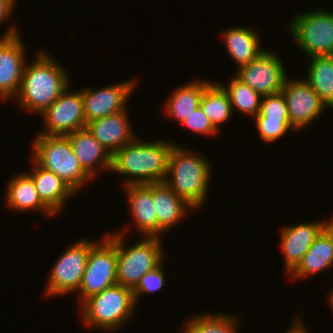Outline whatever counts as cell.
Masks as SVG:
<instances>
[{
	"label": "cell",
	"instance_id": "obj_1",
	"mask_svg": "<svg viewBox=\"0 0 333 333\" xmlns=\"http://www.w3.org/2000/svg\"><path fill=\"white\" fill-rule=\"evenodd\" d=\"M51 56L39 48L34 61L26 62L17 99H14L22 111L39 115L70 86L69 72Z\"/></svg>",
	"mask_w": 333,
	"mask_h": 333
},
{
	"label": "cell",
	"instance_id": "obj_2",
	"mask_svg": "<svg viewBox=\"0 0 333 333\" xmlns=\"http://www.w3.org/2000/svg\"><path fill=\"white\" fill-rule=\"evenodd\" d=\"M141 141L135 138L112 156L111 171L126 177L122 186L164 182L172 141Z\"/></svg>",
	"mask_w": 333,
	"mask_h": 333
},
{
	"label": "cell",
	"instance_id": "obj_3",
	"mask_svg": "<svg viewBox=\"0 0 333 333\" xmlns=\"http://www.w3.org/2000/svg\"><path fill=\"white\" fill-rule=\"evenodd\" d=\"M175 143L164 182L197 211L207 200L212 163L206 156H199L196 150H187Z\"/></svg>",
	"mask_w": 333,
	"mask_h": 333
},
{
	"label": "cell",
	"instance_id": "obj_4",
	"mask_svg": "<svg viewBox=\"0 0 333 333\" xmlns=\"http://www.w3.org/2000/svg\"><path fill=\"white\" fill-rule=\"evenodd\" d=\"M124 228L117 232L112 231V234L106 232L105 235L117 247V284L133 290L147 272L165 260V249L162 246V238L159 237L142 236L137 243L126 246L124 238L131 228Z\"/></svg>",
	"mask_w": 333,
	"mask_h": 333
},
{
	"label": "cell",
	"instance_id": "obj_5",
	"mask_svg": "<svg viewBox=\"0 0 333 333\" xmlns=\"http://www.w3.org/2000/svg\"><path fill=\"white\" fill-rule=\"evenodd\" d=\"M32 147L31 158L40 167L60 177L76 194L93 180L82 168L67 136L36 133Z\"/></svg>",
	"mask_w": 333,
	"mask_h": 333
},
{
	"label": "cell",
	"instance_id": "obj_6",
	"mask_svg": "<svg viewBox=\"0 0 333 333\" xmlns=\"http://www.w3.org/2000/svg\"><path fill=\"white\" fill-rule=\"evenodd\" d=\"M79 307L82 323L103 332L120 329L136 310L132 289L119 284L87 298Z\"/></svg>",
	"mask_w": 333,
	"mask_h": 333
},
{
	"label": "cell",
	"instance_id": "obj_7",
	"mask_svg": "<svg viewBox=\"0 0 333 333\" xmlns=\"http://www.w3.org/2000/svg\"><path fill=\"white\" fill-rule=\"evenodd\" d=\"M307 10L288 24L294 42L307 57L333 55V11Z\"/></svg>",
	"mask_w": 333,
	"mask_h": 333
},
{
	"label": "cell",
	"instance_id": "obj_8",
	"mask_svg": "<svg viewBox=\"0 0 333 333\" xmlns=\"http://www.w3.org/2000/svg\"><path fill=\"white\" fill-rule=\"evenodd\" d=\"M97 242L81 238L67 248L48 273L45 295L63 296L78 292L85 272L90 248Z\"/></svg>",
	"mask_w": 333,
	"mask_h": 333
},
{
	"label": "cell",
	"instance_id": "obj_9",
	"mask_svg": "<svg viewBox=\"0 0 333 333\" xmlns=\"http://www.w3.org/2000/svg\"><path fill=\"white\" fill-rule=\"evenodd\" d=\"M101 239L90 248L78 289L79 306L87 298L117 284V247L106 235Z\"/></svg>",
	"mask_w": 333,
	"mask_h": 333
},
{
	"label": "cell",
	"instance_id": "obj_10",
	"mask_svg": "<svg viewBox=\"0 0 333 333\" xmlns=\"http://www.w3.org/2000/svg\"><path fill=\"white\" fill-rule=\"evenodd\" d=\"M14 25L0 38V99L6 102L17 95L26 64V46Z\"/></svg>",
	"mask_w": 333,
	"mask_h": 333
},
{
	"label": "cell",
	"instance_id": "obj_11",
	"mask_svg": "<svg viewBox=\"0 0 333 333\" xmlns=\"http://www.w3.org/2000/svg\"><path fill=\"white\" fill-rule=\"evenodd\" d=\"M68 88L42 113L43 135L66 136L74 131L86 128L81 90L71 91Z\"/></svg>",
	"mask_w": 333,
	"mask_h": 333
},
{
	"label": "cell",
	"instance_id": "obj_12",
	"mask_svg": "<svg viewBox=\"0 0 333 333\" xmlns=\"http://www.w3.org/2000/svg\"><path fill=\"white\" fill-rule=\"evenodd\" d=\"M280 58L265 49L255 60L236 69L234 75L262 96L280 93L288 77Z\"/></svg>",
	"mask_w": 333,
	"mask_h": 333
},
{
	"label": "cell",
	"instance_id": "obj_13",
	"mask_svg": "<svg viewBox=\"0 0 333 333\" xmlns=\"http://www.w3.org/2000/svg\"><path fill=\"white\" fill-rule=\"evenodd\" d=\"M287 103L291 125L299 132L319 120L327 104L303 78H286L281 90Z\"/></svg>",
	"mask_w": 333,
	"mask_h": 333
},
{
	"label": "cell",
	"instance_id": "obj_14",
	"mask_svg": "<svg viewBox=\"0 0 333 333\" xmlns=\"http://www.w3.org/2000/svg\"><path fill=\"white\" fill-rule=\"evenodd\" d=\"M137 82H139L138 78H132L121 83L109 84L98 90L92 87L81 88L86 124L125 110L130 95H133L139 84Z\"/></svg>",
	"mask_w": 333,
	"mask_h": 333
},
{
	"label": "cell",
	"instance_id": "obj_15",
	"mask_svg": "<svg viewBox=\"0 0 333 333\" xmlns=\"http://www.w3.org/2000/svg\"><path fill=\"white\" fill-rule=\"evenodd\" d=\"M327 225V220L285 225L280 231V248L284 269L289 274L297 267L317 235Z\"/></svg>",
	"mask_w": 333,
	"mask_h": 333
},
{
	"label": "cell",
	"instance_id": "obj_16",
	"mask_svg": "<svg viewBox=\"0 0 333 333\" xmlns=\"http://www.w3.org/2000/svg\"><path fill=\"white\" fill-rule=\"evenodd\" d=\"M128 107L118 113L107 115L87 123L86 128L113 156L124 145L136 138L128 117Z\"/></svg>",
	"mask_w": 333,
	"mask_h": 333
},
{
	"label": "cell",
	"instance_id": "obj_17",
	"mask_svg": "<svg viewBox=\"0 0 333 333\" xmlns=\"http://www.w3.org/2000/svg\"><path fill=\"white\" fill-rule=\"evenodd\" d=\"M133 225L141 237H157L153 184L123 186Z\"/></svg>",
	"mask_w": 333,
	"mask_h": 333
},
{
	"label": "cell",
	"instance_id": "obj_18",
	"mask_svg": "<svg viewBox=\"0 0 333 333\" xmlns=\"http://www.w3.org/2000/svg\"><path fill=\"white\" fill-rule=\"evenodd\" d=\"M66 136L69 138L73 152L82 168L94 180L101 170L111 172L112 156L87 128L74 131Z\"/></svg>",
	"mask_w": 333,
	"mask_h": 333
},
{
	"label": "cell",
	"instance_id": "obj_19",
	"mask_svg": "<svg viewBox=\"0 0 333 333\" xmlns=\"http://www.w3.org/2000/svg\"><path fill=\"white\" fill-rule=\"evenodd\" d=\"M153 201L157 214V237L185 219L195 210L185 199L178 196L165 182L153 183ZM190 209V210H189ZM189 210V211H188Z\"/></svg>",
	"mask_w": 333,
	"mask_h": 333
},
{
	"label": "cell",
	"instance_id": "obj_20",
	"mask_svg": "<svg viewBox=\"0 0 333 333\" xmlns=\"http://www.w3.org/2000/svg\"><path fill=\"white\" fill-rule=\"evenodd\" d=\"M332 268L333 231L326 225L317 235L297 267L287 276H289L291 280H300Z\"/></svg>",
	"mask_w": 333,
	"mask_h": 333
},
{
	"label": "cell",
	"instance_id": "obj_21",
	"mask_svg": "<svg viewBox=\"0 0 333 333\" xmlns=\"http://www.w3.org/2000/svg\"><path fill=\"white\" fill-rule=\"evenodd\" d=\"M30 172L41 201L57 216L65 210V205L75 192L53 172L40 167L32 160Z\"/></svg>",
	"mask_w": 333,
	"mask_h": 333
},
{
	"label": "cell",
	"instance_id": "obj_22",
	"mask_svg": "<svg viewBox=\"0 0 333 333\" xmlns=\"http://www.w3.org/2000/svg\"><path fill=\"white\" fill-rule=\"evenodd\" d=\"M6 185L5 203L7 208L12 211L35 212L40 211L46 217H55L56 215L41 201L32 178L25 173H18L12 176Z\"/></svg>",
	"mask_w": 333,
	"mask_h": 333
},
{
	"label": "cell",
	"instance_id": "obj_23",
	"mask_svg": "<svg viewBox=\"0 0 333 333\" xmlns=\"http://www.w3.org/2000/svg\"><path fill=\"white\" fill-rule=\"evenodd\" d=\"M211 83L210 80L199 78L176 86L164 104V114L181 124L193 110L200 106L203 92Z\"/></svg>",
	"mask_w": 333,
	"mask_h": 333
},
{
	"label": "cell",
	"instance_id": "obj_24",
	"mask_svg": "<svg viewBox=\"0 0 333 333\" xmlns=\"http://www.w3.org/2000/svg\"><path fill=\"white\" fill-rule=\"evenodd\" d=\"M257 33L247 26H232L223 32L225 49L235 61L236 69L249 64L265 50L261 48V36Z\"/></svg>",
	"mask_w": 333,
	"mask_h": 333
},
{
	"label": "cell",
	"instance_id": "obj_25",
	"mask_svg": "<svg viewBox=\"0 0 333 333\" xmlns=\"http://www.w3.org/2000/svg\"><path fill=\"white\" fill-rule=\"evenodd\" d=\"M304 77L307 83L329 107L333 103V55L309 58Z\"/></svg>",
	"mask_w": 333,
	"mask_h": 333
},
{
	"label": "cell",
	"instance_id": "obj_26",
	"mask_svg": "<svg viewBox=\"0 0 333 333\" xmlns=\"http://www.w3.org/2000/svg\"><path fill=\"white\" fill-rule=\"evenodd\" d=\"M200 107L208 116L213 127L220 134V127L233 117L230 99L224 89L217 83H212L204 90Z\"/></svg>",
	"mask_w": 333,
	"mask_h": 333
},
{
	"label": "cell",
	"instance_id": "obj_27",
	"mask_svg": "<svg viewBox=\"0 0 333 333\" xmlns=\"http://www.w3.org/2000/svg\"><path fill=\"white\" fill-rule=\"evenodd\" d=\"M237 318L232 314L199 312L191 318L188 317L182 333H238L240 320Z\"/></svg>",
	"mask_w": 333,
	"mask_h": 333
},
{
	"label": "cell",
	"instance_id": "obj_28",
	"mask_svg": "<svg viewBox=\"0 0 333 333\" xmlns=\"http://www.w3.org/2000/svg\"><path fill=\"white\" fill-rule=\"evenodd\" d=\"M230 78L229 84L217 82L227 93L232 110L237 109L245 116L255 118L260 111L262 95L251 89L235 75Z\"/></svg>",
	"mask_w": 333,
	"mask_h": 333
},
{
	"label": "cell",
	"instance_id": "obj_29",
	"mask_svg": "<svg viewBox=\"0 0 333 333\" xmlns=\"http://www.w3.org/2000/svg\"><path fill=\"white\" fill-rule=\"evenodd\" d=\"M254 119L290 121L286 99L282 92L263 96L259 114Z\"/></svg>",
	"mask_w": 333,
	"mask_h": 333
},
{
	"label": "cell",
	"instance_id": "obj_30",
	"mask_svg": "<svg viewBox=\"0 0 333 333\" xmlns=\"http://www.w3.org/2000/svg\"><path fill=\"white\" fill-rule=\"evenodd\" d=\"M163 262L157 266L155 269L147 272L132 290L135 304L138 305L140 297L147 293H155L158 290H161L165 285L166 273L163 270ZM143 294V295H142Z\"/></svg>",
	"mask_w": 333,
	"mask_h": 333
},
{
	"label": "cell",
	"instance_id": "obj_31",
	"mask_svg": "<svg viewBox=\"0 0 333 333\" xmlns=\"http://www.w3.org/2000/svg\"><path fill=\"white\" fill-rule=\"evenodd\" d=\"M255 128L259 133V137L265 143H273L281 139L287 132H298L290 123V121H267V119H254ZM292 130V131H291Z\"/></svg>",
	"mask_w": 333,
	"mask_h": 333
},
{
	"label": "cell",
	"instance_id": "obj_32",
	"mask_svg": "<svg viewBox=\"0 0 333 333\" xmlns=\"http://www.w3.org/2000/svg\"><path fill=\"white\" fill-rule=\"evenodd\" d=\"M181 125L182 127L190 129L192 132L205 135V137H213L218 134V131L213 127L208 116L203 112L200 106L193 110Z\"/></svg>",
	"mask_w": 333,
	"mask_h": 333
},
{
	"label": "cell",
	"instance_id": "obj_33",
	"mask_svg": "<svg viewBox=\"0 0 333 333\" xmlns=\"http://www.w3.org/2000/svg\"><path fill=\"white\" fill-rule=\"evenodd\" d=\"M17 2L15 0H0V24L5 22L6 19L13 16L15 5ZM11 15V16H10Z\"/></svg>",
	"mask_w": 333,
	"mask_h": 333
},
{
	"label": "cell",
	"instance_id": "obj_34",
	"mask_svg": "<svg viewBox=\"0 0 333 333\" xmlns=\"http://www.w3.org/2000/svg\"><path fill=\"white\" fill-rule=\"evenodd\" d=\"M295 316L296 320H294V323H292V325L290 324V326L288 327L289 330L287 329L284 333H310L307 326H305L304 322L302 321L301 316Z\"/></svg>",
	"mask_w": 333,
	"mask_h": 333
},
{
	"label": "cell",
	"instance_id": "obj_35",
	"mask_svg": "<svg viewBox=\"0 0 333 333\" xmlns=\"http://www.w3.org/2000/svg\"><path fill=\"white\" fill-rule=\"evenodd\" d=\"M328 299L327 303H329L330 310L333 313V289L330 291Z\"/></svg>",
	"mask_w": 333,
	"mask_h": 333
},
{
	"label": "cell",
	"instance_id": "obj_36",
	"mask_svg": "<svg viewBox=\"0 0 333 333\" xmlns=\"http://www.w3.org/2000/svg\"><path fill=\"white\" fill-rule=\"evenodd\" d=\"M327 225L331 228L333 231V217H331L329 220H327Z\"/></svg>",
	"mask_w": 333,
	"mask_h": 333
},
{
	"label": "cell",
	"instance_id": "obj_37",
	"mask_svg": "<svg viewBox=\"0 0 333 333\" xmlns=\"http://www.w3.org/2000/svg\"><path fill=\"white\" fill-rule=\"evenodd\" d=\"M329 109H330V110L333 109V103L329 106Z\"/></svg>",
	"mask_w": 333,
	"mask_h": 333
}]
</instances>
